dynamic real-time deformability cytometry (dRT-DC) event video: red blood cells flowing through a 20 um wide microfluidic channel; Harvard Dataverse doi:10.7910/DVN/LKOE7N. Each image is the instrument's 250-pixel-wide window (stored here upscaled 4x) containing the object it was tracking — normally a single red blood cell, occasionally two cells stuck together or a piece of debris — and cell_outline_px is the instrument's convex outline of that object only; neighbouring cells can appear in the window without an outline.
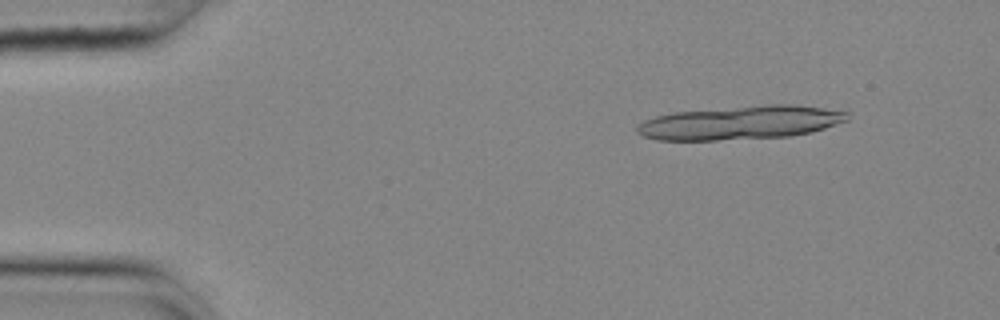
{"species": "common noctule bat (a hibernating species)", "species_latin": "Nyctalus noctula", "temperature_condition": "cold", "stored_images_in_passage": 20, "camera_frame_rate_fps": 3000, "um_per_image_px": 0.085, "animal": {"sex": "female", "body_mass_g": 25.1}, "frame": {"image": 1, "passage_image": 6, "time_ms": 1.667, "image_size_px": [1000, 320], "cell_outline_px": [[848, 120], [812, 132], [788, 136], [716, 140], [656, 140], [644, 136], [636, 132], [636, 124], [644, 120], [656, 116], [672, 112], [768, 104], [788, 104], [820, 108], [848, 112]], "centroid_in_image_um": [62.88, 10.42], "position_along_channel_um": 22.1, "area_um2": 41.04}}